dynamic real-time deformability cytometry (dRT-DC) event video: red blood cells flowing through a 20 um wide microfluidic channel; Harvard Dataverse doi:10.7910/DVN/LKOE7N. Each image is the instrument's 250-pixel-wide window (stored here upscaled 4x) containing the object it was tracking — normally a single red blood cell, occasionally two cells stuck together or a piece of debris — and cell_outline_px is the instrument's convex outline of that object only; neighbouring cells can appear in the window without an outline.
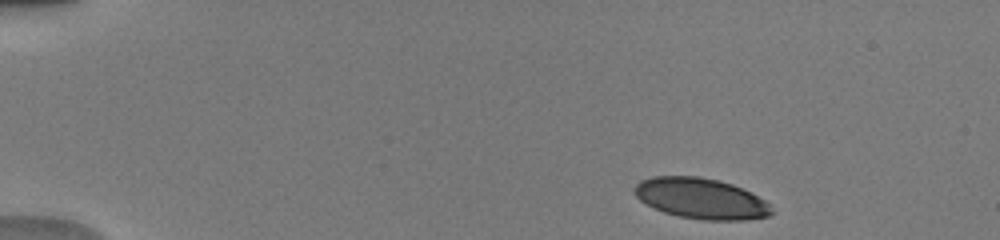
{"species": "human", "species_latin": "Homo sapiens", "temperature_condition": "warm", "stored_images_in_passage": 45, "camera_frame_rate_fps": 3000, "um_per_image_px": 0.085, "donor": {"sex": "male"}, "frame": {"image": 1, "passage_image": 2, "time_ms": 0.333, "image_size_px": [1000, 240], "cell_outline_px": [[776, 212], [768, 216], [744, 220], [704, 220], [680, 216], [664, 212], [640, 200], [636, 196], [632, 188], [640, 180], [652, 176], [700, 176], [720, 180], [732, 184], [764, 200]], "centroid_in_image_um": [59.57, 16.86], "position_along_channel_um": 25.4, "area_um2": 32.43}}
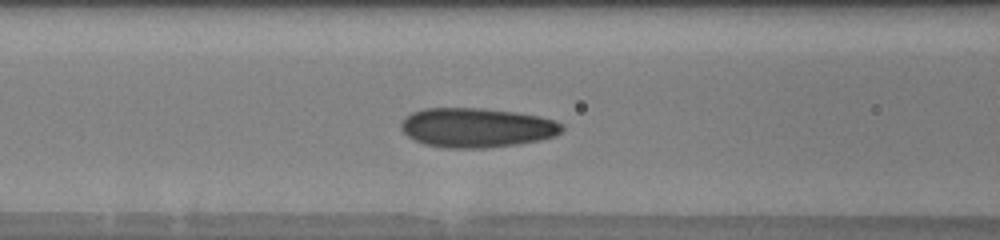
{"frame": {"image": 2, "passage_image": 17, "time_ms": 5.333, "image_size_px": [1000, 240], "cell_outline_px": [[564, 128], [556, 136], [540, 140], [516, 144], [484, 148], [444, 148], [424, 144], [408, 136], [400, 128], [400, 124], [404, 116], [412, 112], [424, 108], [484, 108], [516, 112], [540, 116], [564, 124]], "centroid_in_image_um": [40.51, 10.84], "position_along_channel_um": 126.1, "area_um2": 37.22}}
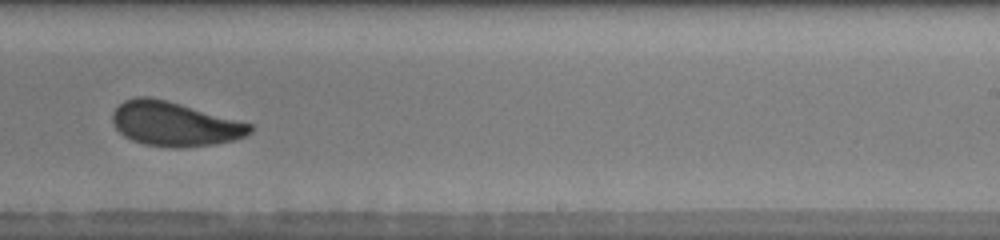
{"frame": {"image": 3, "passage_image": 28, "time_ms": 9.0, "image_size_px": [1000, 240], "cell_outline_px": [[252, 132], [248, 136], [236, 140], [216, 144], [180, 148], [168, 148], [144, 144], [132, 140], [124, 136], [116, 128], [112, 120], [112, 112], [124, 100], [136, 96], [148, 96], [168, 100], [252, 124]], "centroid_in_image_um": [14.85, 10.54], "position_along_channel_um": 274.2, "area_um2": 35.84}, "authors_computed_cell_mechanics": {"area_um2": 35.0846, "velocity_mm_per_s": 4.0401, "shape_relaxation_time_tau1_ms": 3.2538, "shape_relaxation_time_tau2_ms": 1.1483, "deformation_change_tau1": 0.1261, "deformation_change_tau2": 0.0618}}